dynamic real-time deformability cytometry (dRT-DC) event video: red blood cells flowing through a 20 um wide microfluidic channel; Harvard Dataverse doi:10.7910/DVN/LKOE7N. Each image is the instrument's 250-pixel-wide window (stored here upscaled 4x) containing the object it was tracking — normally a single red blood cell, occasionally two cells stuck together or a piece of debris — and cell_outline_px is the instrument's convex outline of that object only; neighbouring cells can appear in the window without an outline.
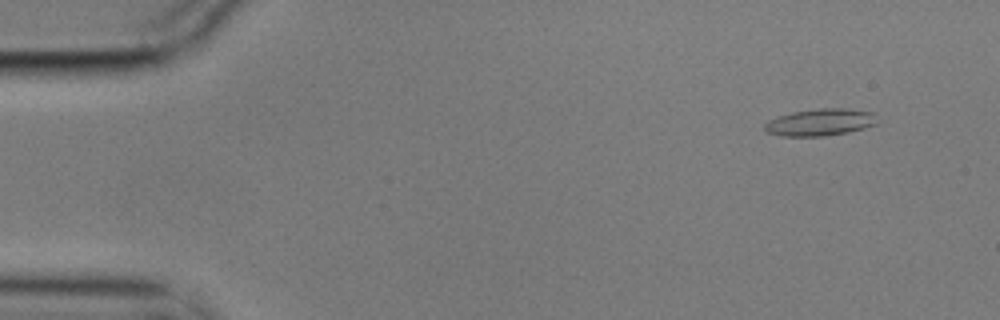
{"species": "common noctule bat (a hibernating species)", "species_latin": "Nyctalus noctula", "temperature_condition": "cold", "stored_images_in_passage": 7, "camera_frame_rate_fps": 3000, "um_per_image_px": 0.085, "animal": {"sex": "male", "body_mass_g": 17.9}, "frame": {"image": 1, "passage_image": 2, "time_ms": 0.333, "image_size_px": [1000, 320], "cell_outline_px": [[876, 124], [864, 128], [848, 132], [824, 136], [780, 136], [768, 132], [764, 128], [764, 124], [768, 120], [792, 112], [820, 108], [844, 108], [872, 112]], "centroid_in_image_um": [69.68, 10.39], "position_along_channel_um": 15.3, "area_um2": 17.51}}
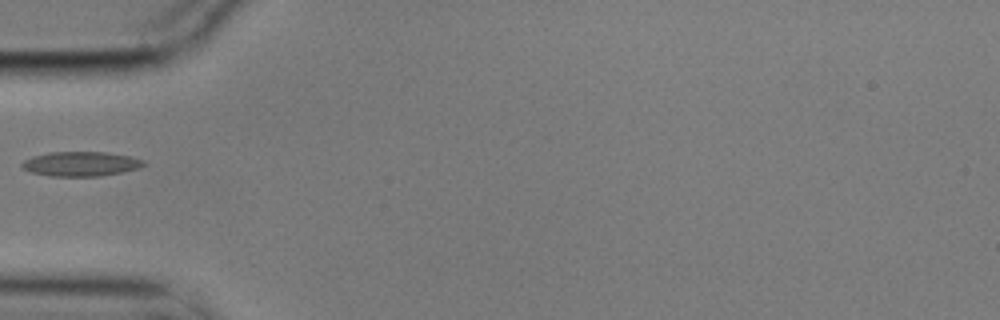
{"frame": {"image": 2, "passage_image": 6, "time_ms": 1.667, "image_size_px": [1000, 320], "cell_outline_px": [[148, 164], [140, 168], [100, 176], [48, 176], [32, 172], [24, 168], [20, 164], [24, 160], [32, 156], [48, 152], [108, 152], [128, 156], [144, 160]], "centroid_in_image_um": [6.88, 13.92], "position_along_channel_um": 78.1, "area_um2": 17.46}}
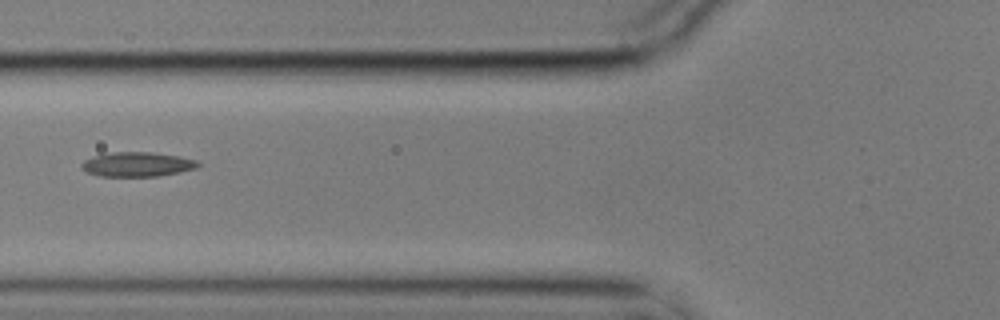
{"frame": {"image": 3, "passage_image": 7, "time_ms": 2.0, "image_size_px": [1000, 320], "cell_outline_px": [[200, 164], [196, 168], [180, 172], [160, 176], [100, 176], [88, 172], [80, 168], [80, 164], [84, 160], [96, 156], [112, 152], [152, 152], [180, 156], [196, 160]], "centroid_in_image_um": [11.68, 13.97], "position_along_channel_um": 114.1, "area_um2": 16.59}}